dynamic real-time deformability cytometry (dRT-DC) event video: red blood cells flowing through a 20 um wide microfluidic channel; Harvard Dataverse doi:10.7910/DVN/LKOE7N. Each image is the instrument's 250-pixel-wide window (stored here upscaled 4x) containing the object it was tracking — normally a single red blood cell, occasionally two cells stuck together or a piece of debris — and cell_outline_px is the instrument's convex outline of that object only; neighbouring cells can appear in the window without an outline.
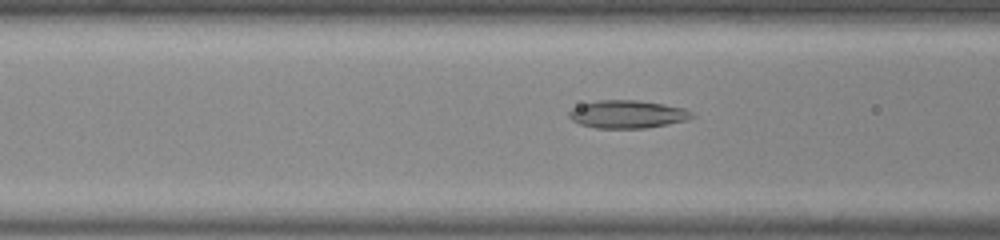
{"species": "common noctule bat (a hibernating species)", "species_latin": "Nyctalus noctula", "temperature_condition": "room temperature", "stored_images_in_passage": 38, "camera_frame_rate_fps": 3000, "um_per_image_px": 0.085, "animal": {"sex": "male", "body_mass_g": 20.0, "forearm_length_mm": 53.3}, "frame": {"image": 1, "passage_image": 7, "time_ms": 2.0, "image_size_px": [1000, 240], "cell_outline_px": [[696, 116], [688, 120], [668, 124], [644, 128], [596, 128], [580, 124], [572, 120], [568, 116], [568, 112], [572, 108], [580, 104], [596, 100], [636, 100], [664, 104], [684, 108], [692, 112]], "centroid_in_image_um": [53.33, 9.7], "position_along_channel_um": 113.3, "area_um2": 20.11}}
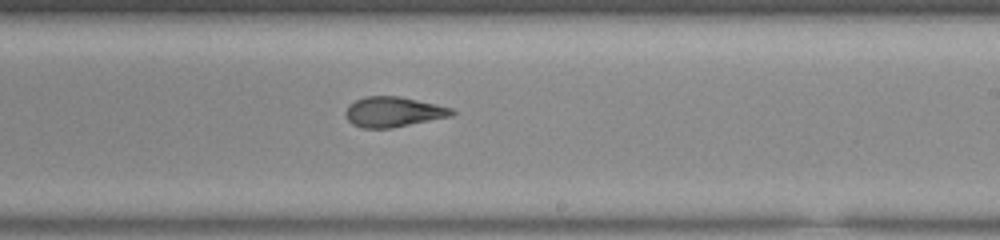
{"frame": {"image": 2, "passage_image": 18, "time_ms": 5.667, "image_size_px": [1000, 240], "cell_outline_px": [[456, 112], [452, 116], [392, 128], [360, 128], [352, 124], [344, 116], [344, 112], [348, 104], [364, 96], [400, 96], [436, 104], [452, 108]], "centroid_in_image_um": [33.4, 9.51], "position_along_channel_um": 255.6, "area_um2": 18.9}}
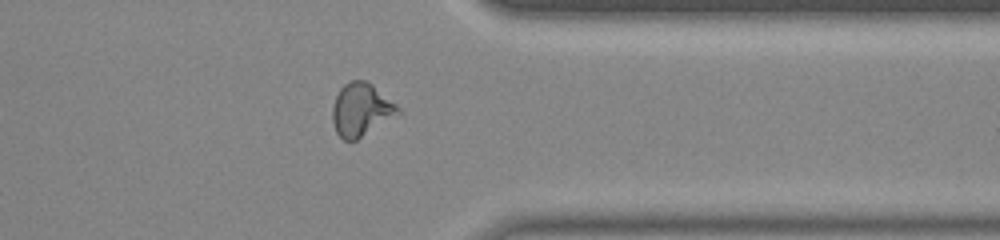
{"frame": {"image": 3, "passage_image": 28, "time_ms": 9.0, "image_size_px": [1000, 240], "cell_outline_px": [[400, 112], [356, 140], [344, 140], [336, 132], [332, 120], [332, 104], [340, 88], [348, 80], [364, 80], [372, 84], [396, 104], [400, 108]], "centroid_in_image_um": [30.65, 9.3], "position_along_channel_um": 380.8, "area_um2": 19.94}, "authors_computed_cell_mechanics": {"area_um2": 19.5364, "velocity_mm_per_s": 3.8806, "shape_relaxation_time_tau1_ms": null, "shape_relaxation_time_tau2_ms": 1.66, "deformation_change_tau1": null, "deformation_change_tau2": 0.1021}}